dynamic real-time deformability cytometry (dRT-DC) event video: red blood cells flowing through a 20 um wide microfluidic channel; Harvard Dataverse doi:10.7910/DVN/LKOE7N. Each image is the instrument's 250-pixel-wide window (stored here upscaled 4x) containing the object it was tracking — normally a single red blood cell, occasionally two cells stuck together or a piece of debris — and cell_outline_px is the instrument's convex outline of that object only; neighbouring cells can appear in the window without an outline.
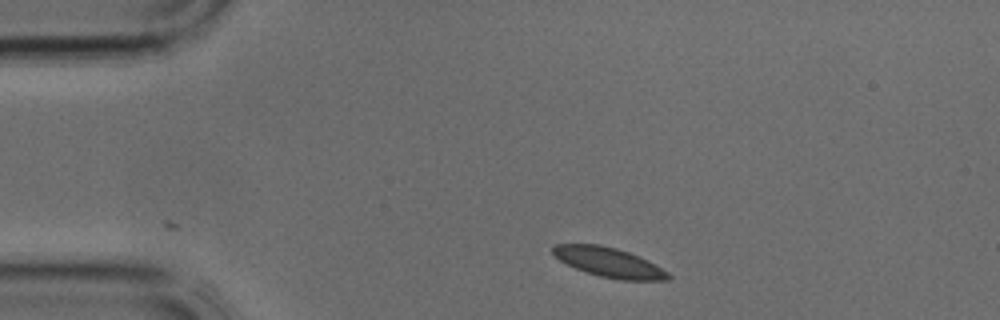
{"species": "common noctule bat (a hibernating species)", "species_latin": "Nyctalus noctula", "temperature_condition": "cold", "stored_images_in_passage": 33, "camera_frame_rate_fps": 3000, "um_per_image_px": 0.085, "animal": {"sex": "male", "body_mass_g": 17.9, "forearm_length_mm": 54.2}, "frame": {"image": 1, "passage_image": 1, "time_ms": 0.0, "image_size_px": [1000, 320], "cell_outline_px": [[672, 276], [668, 280], [620, 280], [600, 276], [576, 268], [560, 260], [552, 252], [552, 248], [556, 244], [600, 244], [616, 248], [628, 252], [668, 272]], "centroid_in_image_um": [51.74, 22.3], "position_along_channel_um": 33.3, "area_um2": 19.36}}
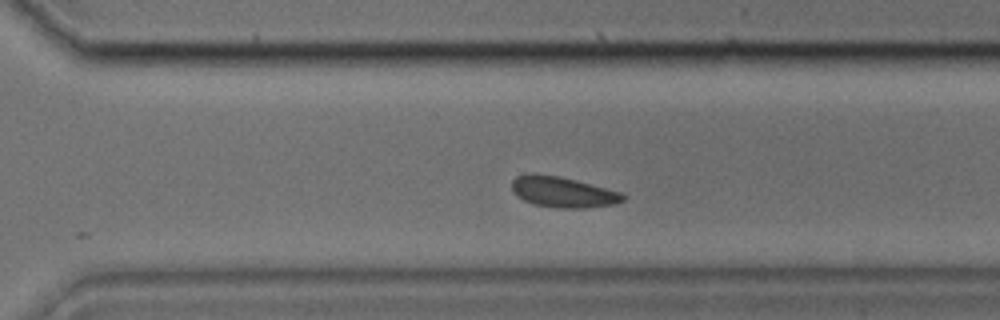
{"frame": {"image": 2, "passage_image": 21, "time_ms": 6.667, "image_size_px": [1000, 320], "cell_outline_px": [[624, 200], [616, 204], [584, 208], [560, 208], [532, 204], [516, 196], [512, 188], [512, 180], [516, 176], [560, 176], [576, 180], [620, 192], [624, 196]], "centroid_in_image_um": [47.87, 16.36], "position_along_channel_um": 322.7, "area_um2": 19.31}}
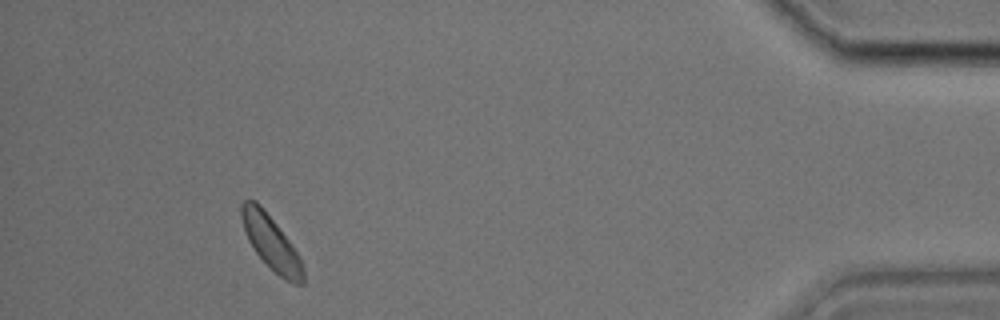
{"frame": {"image": 3, "passage_image": 30, "time_ms": 9.667, "image_size_px": [1000, 320], "cell_outline_px": [[304, 284], [292, 284], [284, 280], [256, 252], [248, 240], [244, 232], [240, 216], [240, 204], [244, 200], [256, 200], [264, 208], [300, 256], [304, 268]], "centroid_in_image_um": [23.04, 20.61], "position_along_channel_um": 412.2, "area_um2": 19.36}}